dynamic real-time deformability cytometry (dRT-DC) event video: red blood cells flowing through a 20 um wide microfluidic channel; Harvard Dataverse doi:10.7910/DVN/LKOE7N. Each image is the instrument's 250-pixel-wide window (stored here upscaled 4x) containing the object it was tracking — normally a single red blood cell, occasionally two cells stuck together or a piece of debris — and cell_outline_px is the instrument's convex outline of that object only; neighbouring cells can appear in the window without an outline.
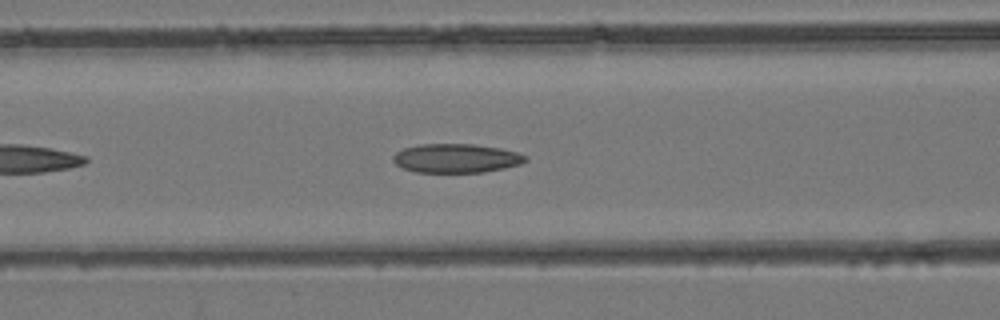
{"species": "common noctule bat (a hibernating species)", "species_latin": "Nyctalus noctula", "temperature_condition": "room temperature", "stored_images_in_passage": 35, "camera_frame_rate_fps": 3000, "um_per_image_px": 0.085, "animal": {"sex": "female", "body_mass_g": 24.6, "forearm_length_mm": 56.2}, "frame": {"image": 1, "passage_image": 8, "time_ms": 2.333, "image_size_px": [1000, 320], "cell_outline_px": [[528, 160], [520, 164], [504, 168], [484, 172], [416, 172], [404, 168], [396, 164], [392, 160], [392, 156], [396, 152], [404, 148], [420, 144], [472, 144], [500, 148], [520, 152], [528, 156]], "centroid_in_image_um": [38.81, 13.45], "position_along_channel_um": 127.8, "area_um2": 22.43}}
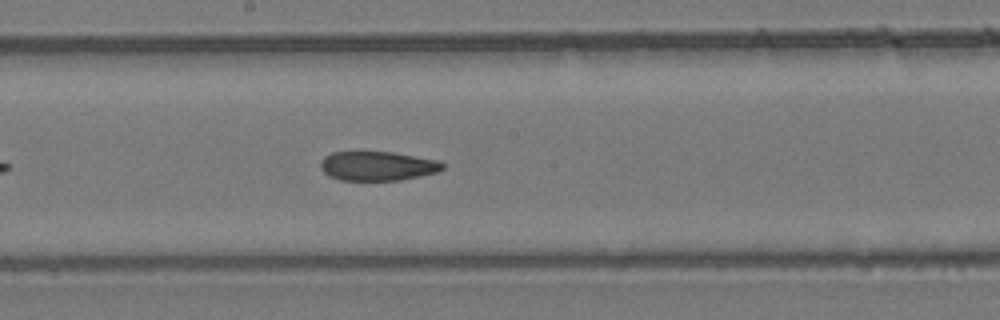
{"frame": {"image": 2, "passage_image": 14, "time_ms": 4.333, "image_size_px": [1000, 320], "cell_outline_px": [[444, 168], [436, 172], [400, 180], [340, 180], [328, 176], [320, 168], [320, 164], [324, 156], [332, 152], [392, 152], [436, 160], [444, 164]], "centroid_in_image_um": [32.04, 14.11], "position_along_channel_um": 216.2, "area_um2": 20.63}}
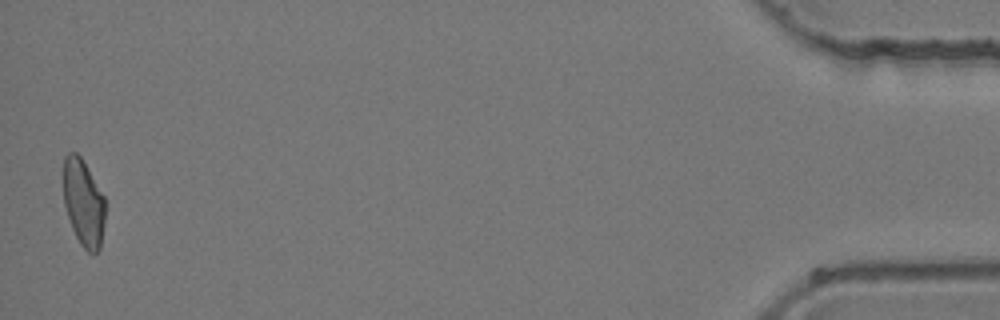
{"frame": {"image": 3, "passage_image": 35, "time_ms": 11.333, "image_size_px": [1000, 320], "cell_outline_px": [[104, 224], [100, 248], [96, 252], [88, 252], [80, 244], [72, 228], [64, 204], [64, 156], [68, 152], [76, 152], [80, 156], [104, 196]], "centroid_in_image_um": [7.09, 17.24], "position_along_channel_um": 428.1, "area_um2": 20.87}}